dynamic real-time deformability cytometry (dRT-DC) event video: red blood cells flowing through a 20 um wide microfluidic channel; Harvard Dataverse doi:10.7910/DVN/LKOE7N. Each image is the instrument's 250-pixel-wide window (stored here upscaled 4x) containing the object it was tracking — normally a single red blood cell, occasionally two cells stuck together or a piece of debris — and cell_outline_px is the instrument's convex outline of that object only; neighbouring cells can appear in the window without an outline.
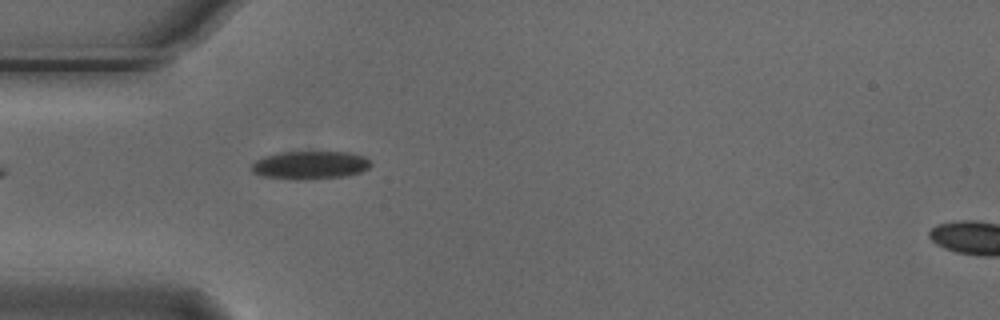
{"species": "Egyptian fruit bat (a non-hibernating species)", "species_latin": "Rousettus aegyptiacus", "temperature_condition": "cold", "stored_images_in_passage": 4, "segment_of_instrument_passage": [2, 2], "camera_frame_rate_fps": 3000, "um_per_image_px": 0.085, "animal": {"sex": "male"}, "frame": {"image": 1, "passage_image": 4, "time_ms": 1.0, "image_size_px": [1000, 320], "cell_outline_px": [[372, 164], [368, 168], [360, 172], [348, 176], [300, 180], [292, 180], [260, 176], [252, 172], [248, 168], [256, 160], [264, 156], [284, 152], [348, 152], [364, 156]], "centroid_in_image_um": [26.31, 14.05], "position_along_channel_um": 58.7, "area_um2": 19.77}}